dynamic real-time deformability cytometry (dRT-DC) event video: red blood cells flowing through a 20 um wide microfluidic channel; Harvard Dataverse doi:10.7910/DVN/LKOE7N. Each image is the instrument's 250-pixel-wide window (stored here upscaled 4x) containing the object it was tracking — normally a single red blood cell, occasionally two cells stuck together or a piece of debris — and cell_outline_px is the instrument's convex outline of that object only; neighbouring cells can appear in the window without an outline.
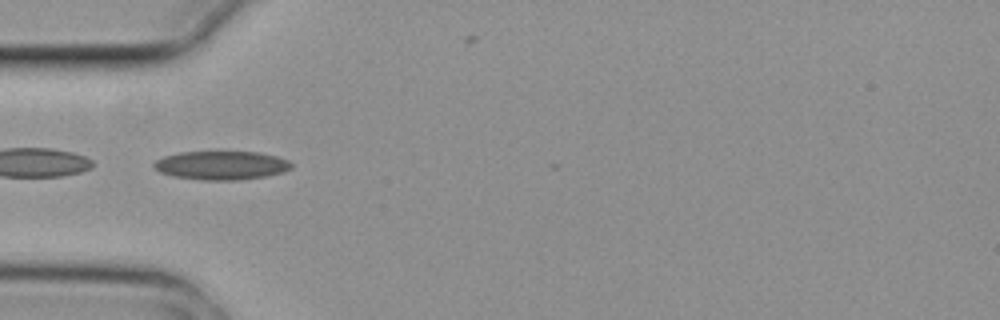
{"species": "common noctule bat (a hibernating species)", "species_latin": "Nyctalus noctula", "temperature_condition": "cold", "stored_images_in_passage": 5, "camera_frame_rate_fps": 3000, "um_per_image_px": 0.085, "animal": {"sex": "female", "body_mass_g": 29.2, "forearm_length_mm": 56.3}, "frame": {"image": 1, "passage_image": 2, "time_ms": 0.333, "image_size_px": [1000, 320], "cell_outline_px": [[292, 168], [284, 172], [264, 176], [236, 180], [200, 180], [172, 176], [160, 172], [152, 168], [152, 164], [156, 160], [164, 156], [180, 152], [260, 152], [276, 156], [288, 160], [292, 164]], "centroid_in_image_um": [18.79, 14.05], "position_along_channel_um": 66.2, "area_um2": 23.06}}
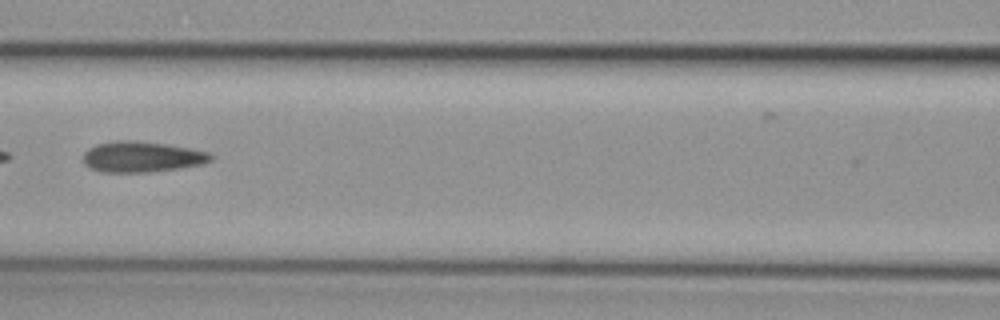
{"frame": {"image": 2, "passage_image": 4, "time_ms": 1.0, "image_size_px": [1000, 320], "cell_outline_px": [[212, 160], [200, 164], [180, 168], [152, 172], [100, 172], [88, 168], [84, 164], [84, 152], [88, 148], [96, 144], [120, 140], [136, 140], [168, 144], [208, 152], [212, 156]], "centroid_in_image_um": [12.01, 13.33], "position_along_channel_um": 154.6, "area_um2": 22.95}}